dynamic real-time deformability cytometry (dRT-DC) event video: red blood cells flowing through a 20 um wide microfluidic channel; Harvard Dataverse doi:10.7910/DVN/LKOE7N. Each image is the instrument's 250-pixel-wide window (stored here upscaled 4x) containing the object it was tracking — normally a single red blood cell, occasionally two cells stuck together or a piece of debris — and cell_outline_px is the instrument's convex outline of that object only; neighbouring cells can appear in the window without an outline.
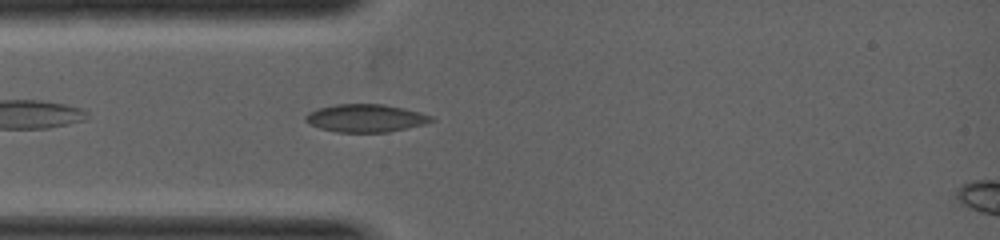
{"species": "common noctule bat (a hibernating species)", "species_latin": "Nyctalus noctula", "temperature_condition": "warm", "stored_images_in_passage": 15, "camera_frame_rate_fps": 5000, "um_per_image_px": 0.085, "animal": {"sex": "female", "body_mass_g": 19.0, "forearm_length_mm": 53.3}, "frame": {"image": 1, "passage_image": 5, "time_ms": 0.6, "image_size_px": [1000, 240], "cell_outline_px": [[436, 120], [424, 124], [384, 132], [336, 132], [320, 128], [304, 120], [304, 116], [308, 112], [316, 108], [336, 104], [384, 104], [404, 108], [420, 112], [432, 116]], "centroid_in_image_um": [31.06, 10.03], "position_along_channel_um": 53.9, "area_um2": 20.35}}
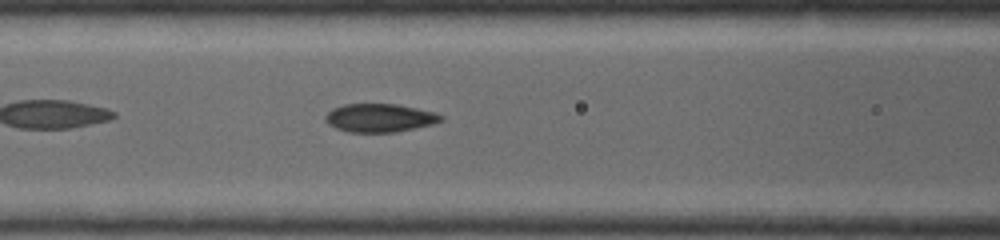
{"frame": {"image": 2, "passage_image": 11, "time_ms": 1.6, "image_size_px": [1000, 240], "cell_outline_px": [[444, 120], [432, 124], [416, 128], [396, 132], [348, 132], [336, 128], [328, 124], [324, 120], [324, 116], [332, 108], [344, 104], [396, 104], [436, 112], [444, 116]], "centroid_in_image_um": [32.27, 10.02], "position_along_channel_um": 134.3, "area_um2": 19.25}}
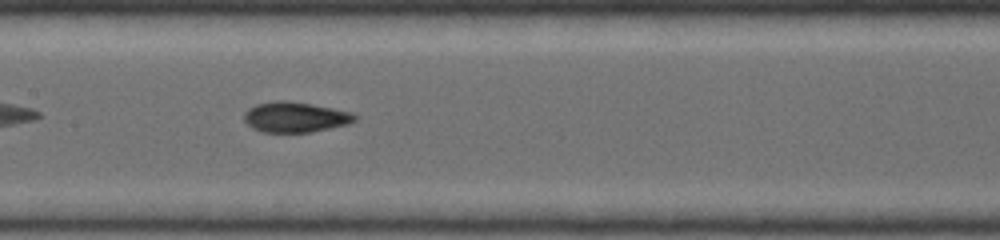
{"frame": {"image": 3, "passage_image": 14, "time_ms": 2.2, "image_size_px": [1000, 240], "cell_outline_px": [[360, 116], [356, 120], [348, 124], [308, 132], [264, 132], [252, 128], [244, 120], [244, 112], [248, 108], [256, 104], [272, 100], [284, 100], [312, 104], [356, 112]], "centroid_in_image_um": [25.13, 9.93], "position_along_channel_um": 182.3, "area_um2": 19.83}}